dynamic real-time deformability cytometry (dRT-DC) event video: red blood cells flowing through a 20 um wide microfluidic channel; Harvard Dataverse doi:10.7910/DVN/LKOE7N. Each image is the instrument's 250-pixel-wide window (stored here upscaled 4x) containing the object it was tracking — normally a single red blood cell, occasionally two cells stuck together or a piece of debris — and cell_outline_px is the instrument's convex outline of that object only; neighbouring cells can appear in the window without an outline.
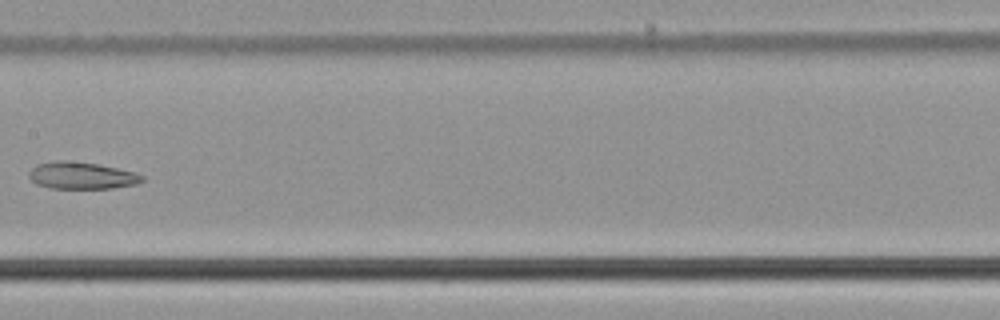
{"species": "common noctule bat (a hibernating species)", "species_latin": "Nyctalus noctula", "temperature_condition": "cold", "stored_images_in_passage": 8, "camera_frame_rate_fps": 3000, "um_per_image_px": 0.085, "animal": {"sex": "male", "body_mass_g": 21.5, "forearm_length_mm": 52.0}, "frame": {"image": 1, "passage_image": 7, "time_ms": 2.0, "image_size_px": [1000, 320], "cell_outline_px": [[144, 180], [136, 184], [112, 188], [52, 188], [36, 184], [28, 176], [28, 172], [36, 164], [56, 160], [64, 160], [96, 164], [136, 172], [144, 176]], "centroid_in_image_um": [6.92, 14.92], "position_along_channel_um": 200.5, "area_um2": 17.74}}
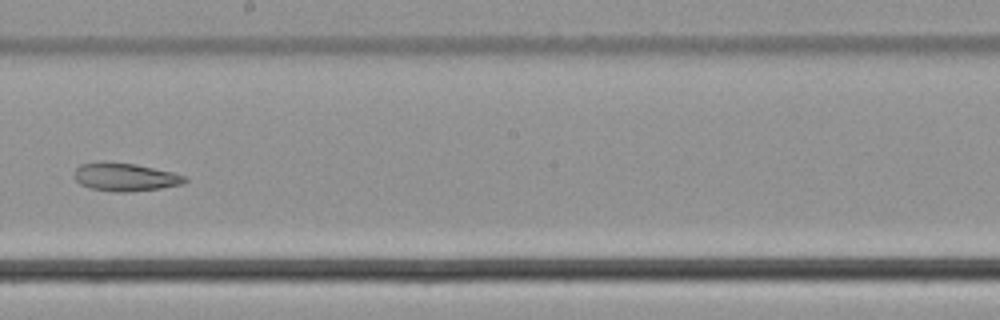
{"frame": {"image": 2, "passage_image": 8, "time_ms": 2.333, "image_size_px": [1000, 320], "cell_outline_px": [[188, 180], [184, 184], [160, 188], [128, 192], [116, 192], [92, 188], [80, 184], [76, 180], [76, 168], [80, 164], [136, 164], [172, 172], [184, 176]], "centroid_in_image_um": [10.71, 15.08], "position_along_channel_um": 237.5, "area_um2": 17.34}}